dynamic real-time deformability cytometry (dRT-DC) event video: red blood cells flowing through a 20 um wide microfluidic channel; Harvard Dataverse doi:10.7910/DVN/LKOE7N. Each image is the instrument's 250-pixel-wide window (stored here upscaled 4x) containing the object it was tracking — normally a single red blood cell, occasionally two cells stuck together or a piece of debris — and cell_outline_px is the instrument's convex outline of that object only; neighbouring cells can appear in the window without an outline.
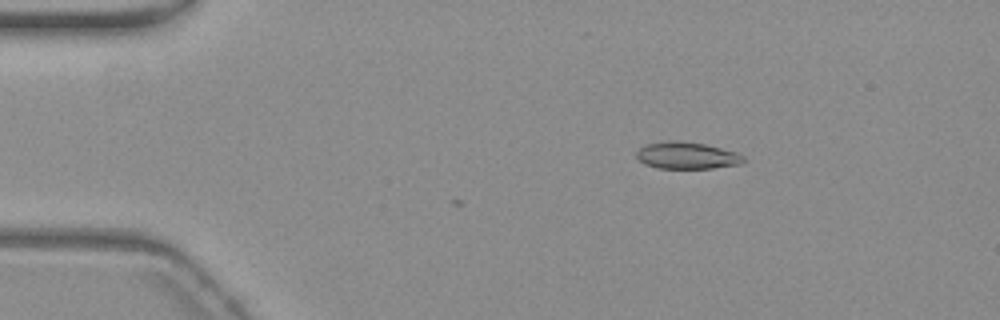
{"species": "common noctule bat (a hibernating species)", "species_latin": "Nyctalus noctula", "temperature_condition": "warm", "stored_images_in_passage": 4, "camera_frame_rate_fps": 3000, "um_per_image_px": 0.085, "animal": {"sex": "female", "body_mass_g": 19.3, "forearm_length_mm": 54.1}, "frame": {"image": 1, "passage_image": 1, "time_ms": 0.0, "image_size_px": [1000, 320], "cell_outline_px": [[744, 160], [740, 164], [712, 168], [656, 168], [644, 164], [636, 156], [636, 152], [640, 148], [648, 144], [668, 140], [676, 140], [704, 144], [736, 152], [744, 156]], "centroid_in_image_um": [58.36, 13.22], "position_along_channel_um": 26.6, "area_um2": 16.65}}